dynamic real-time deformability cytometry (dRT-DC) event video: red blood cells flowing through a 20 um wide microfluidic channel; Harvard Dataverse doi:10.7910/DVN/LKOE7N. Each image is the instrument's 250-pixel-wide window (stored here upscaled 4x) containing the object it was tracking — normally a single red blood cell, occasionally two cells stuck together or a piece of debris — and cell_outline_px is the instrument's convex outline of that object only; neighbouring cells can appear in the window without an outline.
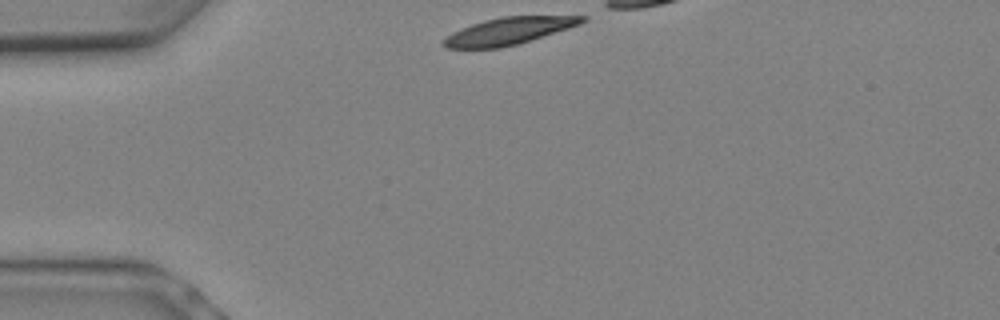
{"species": "Egyptian fruit bat (a non-hibernating species)", "species_latin": "Rousettus aegyptiacus", "temperature_condition": "warm", "stored_images_in_passage": 7, "camera_frame_rate_fps": 3000, "um_per_image_px": 0.085, "animal": {"sex": "female"}, "frame": {"image": 1, "passage_image": 1, "time_ms": 0.0, "image_size_px": [1000, 320], "cell_outline_px": [[588, 20], [580, 24], [568, 28], [516, 44], [500, 48], [448, 48], [440, 44], [440, 40], [452, 32], [460, 28], [484, 20], [504, 16], [588, 16]], "centroid_in_image_um": [43.18, 2.63], "position_along_channel_um": 41.8, "area_um2": 21.73}}